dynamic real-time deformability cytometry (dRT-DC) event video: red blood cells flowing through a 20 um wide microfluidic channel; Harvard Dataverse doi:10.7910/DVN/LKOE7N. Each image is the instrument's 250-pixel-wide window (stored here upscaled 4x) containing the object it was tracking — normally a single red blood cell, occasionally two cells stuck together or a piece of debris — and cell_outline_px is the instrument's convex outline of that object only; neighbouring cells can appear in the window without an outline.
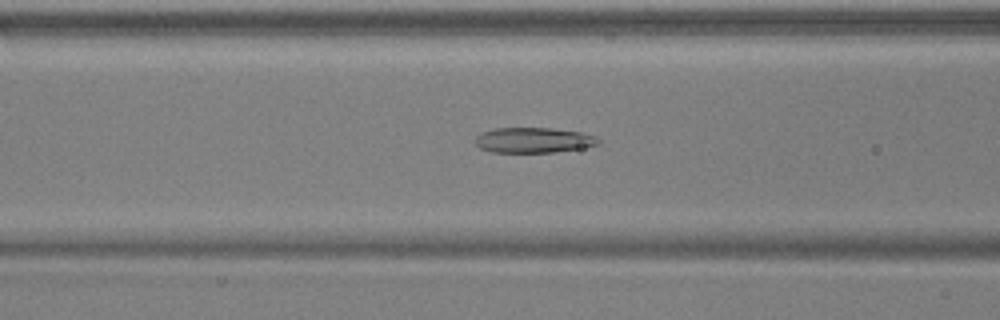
{"species": "common noctule bat (a hibernating species)", "species_latin": "Nyctalus noctula", "temperature_condition": "warm", "stored_images_in_passage": 45, "camera_frame_rate_fps": 3000, "um_per_image_px": 0.085, "animal": {"sex": "male", "body_mass_g": 17.9, "forearm_length_mm": 54.2}, "frame": {"image": 1, "passage_image": 13, "time_ms": 4.0, "image_size_px": [1000, 320], "cell_outline_px": [[600, 144], [580, 148], [556, 152], [492, 152], [480, 148], [472, 140], [476, 136], [484, 132], [496, 128], [552, 128], [580, 132], [596, 136], [600, 140]], "centroid_in_image_um": [45.34, 11.91], "position_along_channel_um": 121.3, "area_um2": 18.15}}
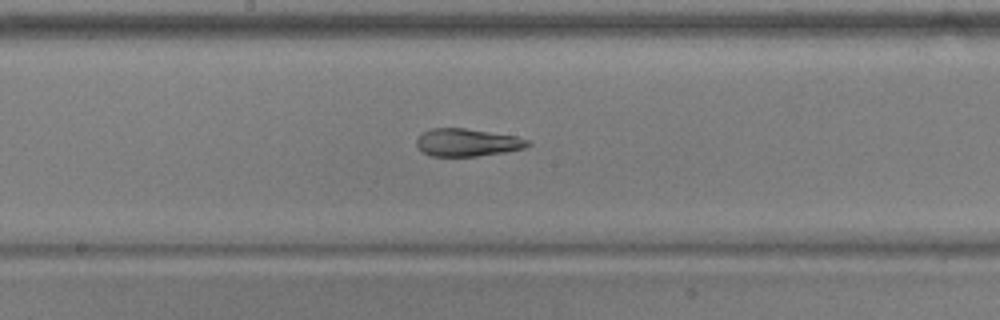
{"frame": {"image": 2, "passage_image": 20, "time_ms": 6.333, "image_size_px": [1000, 320], "cell_outline_px": [[532, 144], [524, 148], [504, 152], [476, 156], [432, 156], [424, 152], [416, 144], [416, 140], [424, 132], [432, 128], [464, 128], [516, 136], [528, 140]], "centroid_in_image_um": [39.73, 12.11], "position_along_channel_um": 208.5, "area_um2": 17.69}}
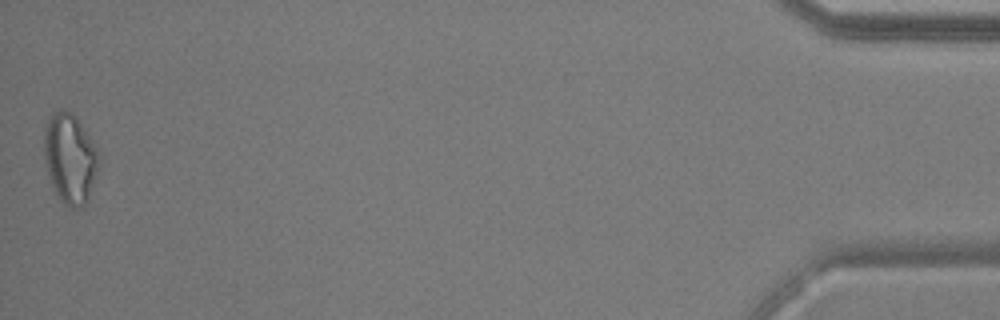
{"frame": {"image": 3, "passage_image": 45, "time_ms": 14.667, "image_size_px": [1000, 320], "cell_outline_px": [[100, 168], [88, 200], [84, 204], [76, 208], [72, 208], [64, 204], [60, 200], [52, 188], [44, 156], [44, 132], [48, 120], [60, 108], [72, 112], [76, 116], [100, 152]], "centroid_in_image_um": [5.99, 13.48], "position_along_channel_um": 429.2, "area_um2": 29.02}, "authors_computed_cell_mechanics": {"area_um2": 19.8254, "velocity_mm_per_s": 3.729, "shape_relaxation_time_tau1_ms": 9.2608, "shape_relaxation_time_tau2_ms": 2.6185, "deformation_change_tau1": 0.2508, "deformation_change_tau2": 0.1204}}